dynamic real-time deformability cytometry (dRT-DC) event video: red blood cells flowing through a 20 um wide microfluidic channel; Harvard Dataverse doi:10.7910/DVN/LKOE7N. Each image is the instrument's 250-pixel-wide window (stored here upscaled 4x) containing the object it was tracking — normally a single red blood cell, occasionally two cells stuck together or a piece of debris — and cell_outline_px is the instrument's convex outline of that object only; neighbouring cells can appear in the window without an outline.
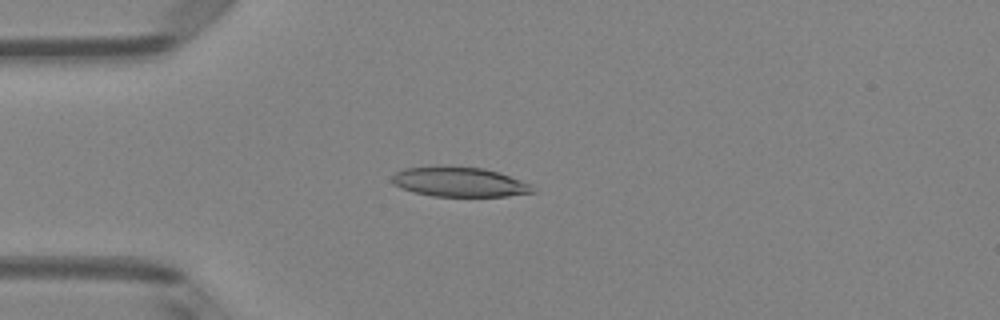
{"species": "Egyptian fruit bat (a non-hibernating species)", "species_latin": "Rousettus aegyptiacus", "temperature_condition": "room temperature", "stored_images_in_passage": 49, "camera_frame_rate_fps": 3000, "um_per_image_px": 0.085, "animal": {"sex": "female"}, "frame": {"image": 1, "passage_image": 12, "time_ms": 3.667, "image_size_px": [1000, 320], "cell_outline_px": [[536, 192], [508, 196], [432, 196], [412, 192], [392, 184], [392, 176], [396, 172], [404, 168], [436, 164], [440, 164], [484, 168], [532, 184]], "centroid_in_image_um": [38.99, 15.44], "position_along_channel_um": 46.0, "area_um2": 24.85}}
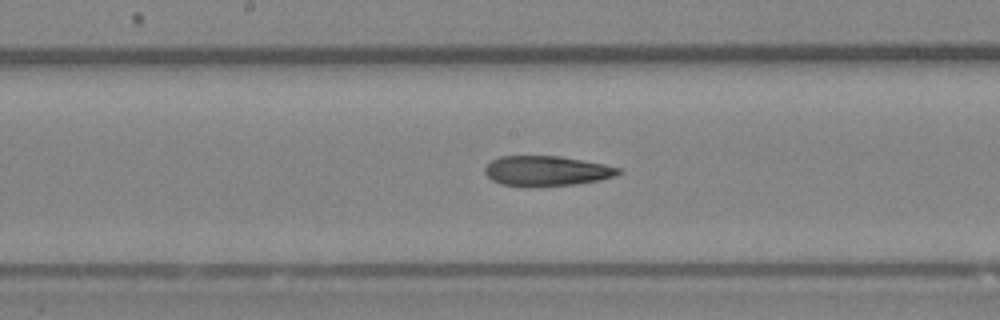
{"frame": {"image": 2, "passage_image": 25, "time_ms": 8.0, "image_size_px": [1000, 320], "cell_outline_px": [[620, 172], [612, 176], [600, 180], [576, 184], [500, 184], [492, 180], [484, 172], [484, 168], [492, 160], [500, 156], [560, 156], [604, 164], [620, 168]], "centroid_in_image_um": [46.45, 14.49], "position_along_channel_um": 201.7, "area_um2": 22.48}}
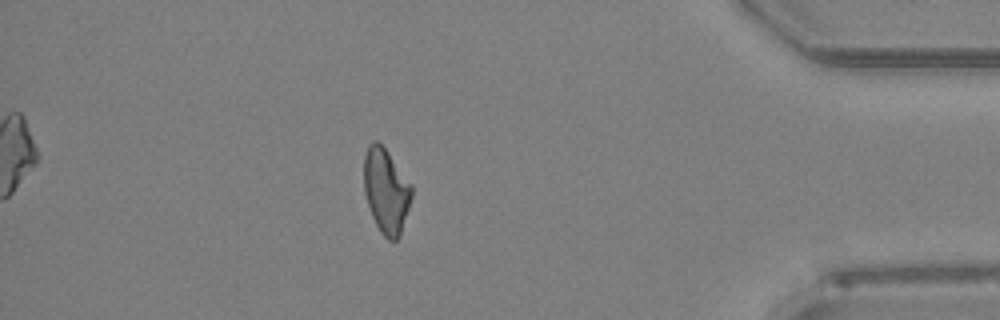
{"frame": {"image": 3, "passage_image": 43, "time_ms": 14.0, "image_size_px": [1000, 320], "cell_outline_px": [[412, 196], [400, 236], [396, 240], [388, 240], [380, 232], [372, 216], [364, 192], [364, 156], [368, 144], [372, 140], [376, 140], [388, 152], [412, 184]], "centroid_in_image_um": [32.81, 16.21], "position_along_channel_um": 402.4, "area_um2": 23.58}, "authors_computed_cell_mechanics": {"area_um2": 23.987, "velocity_mm_per_s": 4.0159, "shape_relaxation_time_tau1_ms": null, "shape_relaxation_time_tau2_ms": 5.4508, "deformation_change_tau1": null, "deformation_change_tau2": 0.146}}